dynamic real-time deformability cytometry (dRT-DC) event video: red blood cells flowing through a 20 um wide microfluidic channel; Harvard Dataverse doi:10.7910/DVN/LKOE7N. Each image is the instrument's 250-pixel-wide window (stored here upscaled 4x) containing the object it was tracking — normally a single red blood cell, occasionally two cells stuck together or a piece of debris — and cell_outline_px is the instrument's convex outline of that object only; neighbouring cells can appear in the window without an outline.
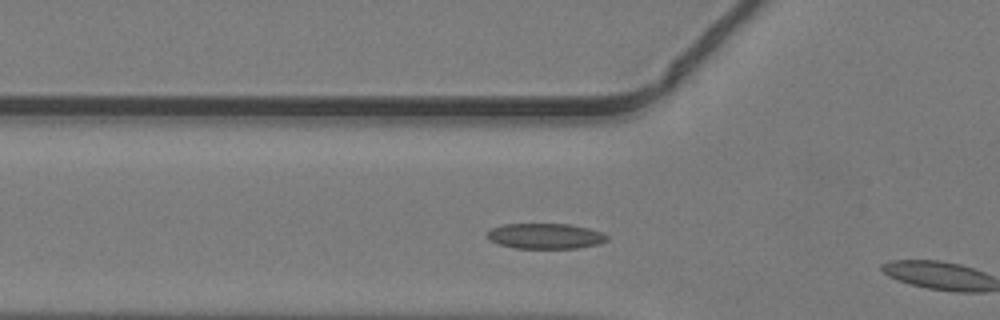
{"species": "common noctule bat (a hibernating species)", "species_latin": "Nyctalus noctula", "temperature_condition": "warm", "stored_images_in_passage": 4, "camera_frame_rate_fps": 3000, "um_per_image_px": 0.085, "animal": {"sex": "male", "body_mass_g": 19.2, "forearm_length_mm": 51.8}, "frame": {"image": 1, "passage_image": 3, "time_ms": 0.667, "image_size_px": [1000, 320], "cell_outline_px": [[608, 240], [600, 244], [576, 248], [516, 248], [500, 244], [488, 240], [488, 232], [492, 228], [504, 224], [568, 224], [588, 228], [600, 232], [608, 236]], "centroid_in_image_um": [46.37, 20.07], "position_along_channel_um": 79.4, "area_um2": 17.63}}